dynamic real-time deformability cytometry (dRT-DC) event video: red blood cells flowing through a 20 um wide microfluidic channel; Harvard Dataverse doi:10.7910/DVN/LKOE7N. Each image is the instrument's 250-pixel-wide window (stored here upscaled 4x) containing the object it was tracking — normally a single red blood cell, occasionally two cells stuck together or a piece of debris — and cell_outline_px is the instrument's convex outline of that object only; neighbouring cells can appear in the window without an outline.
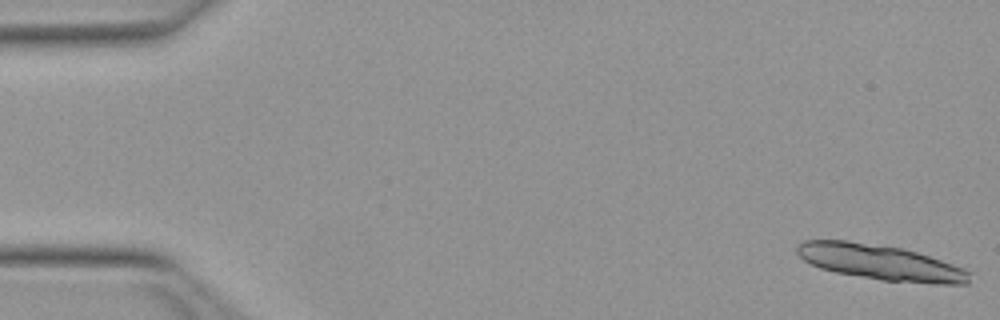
{"species": "Egyptian fruit bat (a non-hibernating species)", "species_latin": "Rousettus aegyptiacus", "temperature_condition": "warm", "stored_images_in_passage": 14, "camera_frame_rate_fps": 3000, "um_per_image_px": 0.085, "animal": {"sex": "female"}, "frame": {"image": 1, "passage_image": 1, "time_ms": 0.0, "image_size_px": [1000, 320], "cell_outline_px": [[972, 272], [968, 284], [932, 284], [880, 280], [836, 272], [820, 268], [804, 260], [796, 252], [796, 244], [804, 240], [848, 240], [904, 248], [964, 268]], "centroid_in_image_um": [74.84, 22.3], "position_along_channel_um": 10.2, "area_um2": 35.66}}